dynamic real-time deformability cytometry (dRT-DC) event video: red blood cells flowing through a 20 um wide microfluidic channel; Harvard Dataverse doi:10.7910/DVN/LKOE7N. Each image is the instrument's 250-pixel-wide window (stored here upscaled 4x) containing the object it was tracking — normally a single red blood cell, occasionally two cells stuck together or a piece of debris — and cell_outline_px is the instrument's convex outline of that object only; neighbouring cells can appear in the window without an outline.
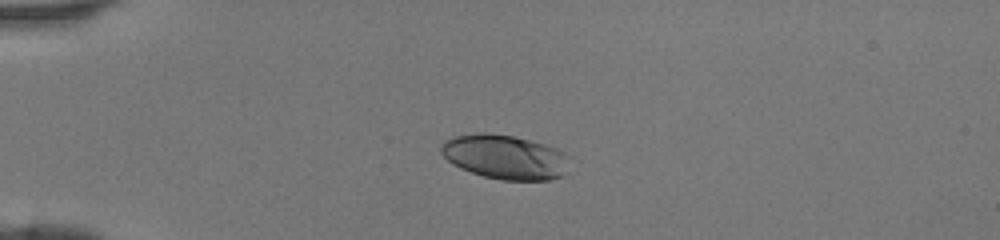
{"species": "human", "species_latin": "Homo sapiens", "temperature_condition": "room temperature", "stored_images_in_passage": 35, "camera_frame_rate_fps": 3000, "um_per_image_px": 0.085, "donor": {"sex": "female"}, "frame": {"image": 1, "passage_image": 1, "time_ms": 0.0, "image_size_px": [1000, 240], "cell_outline_px": [[568, 156], [564, 176], [548, 180], [500, 180], [484, 176], [460, 168], [452, 164], [440, 152], [440, 144], [444, 140], [452, 136], [480, 132], [488, 132], [512, 136], [544, 144], [556, 148], [564, 152]], "centroid_in_image_um": [42.88, 13.33], "position_along_channel_um": 42.1, "area_um2": 33.29}}
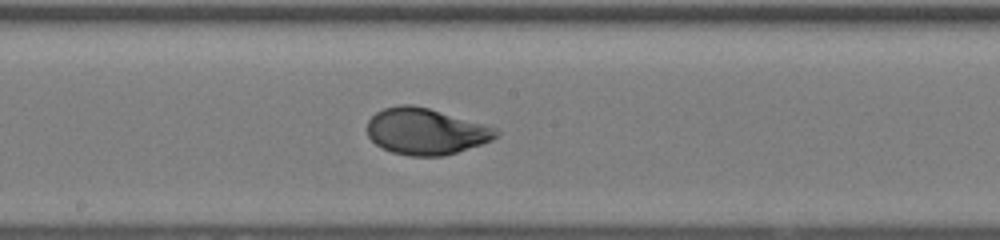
{"frame": {"image": 2, "passage_image": 15, "time_ms": 4.667, "image_size_px": [1000, 240], "cell_outline_px": [[500, 136], [492, 140], [444, 156], [408, 156], [392, 152], [376, 144], [368, 136], [368, 120], [376, 112], [384, 108], [400, 104], [412, 104], [428, 108], [484, 124], [496, 128], [500, 132]], "centroid_in_image_um": [36.19, 11.17], "position_along_channel_um": 212.0, "area_um2": 34.68}}
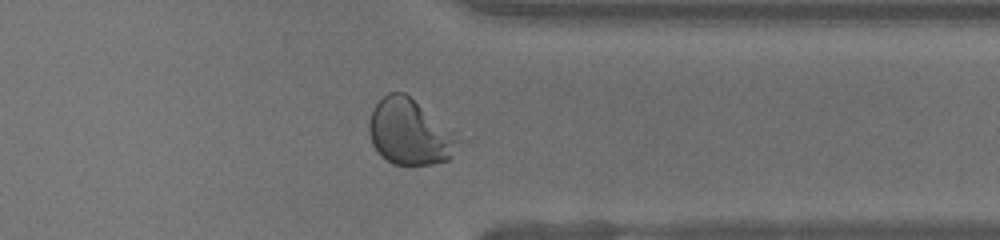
{"frame": {"image": 3, "passage_image": 26, "time_ms": 8.333, "image_size_px": [1000, 240], "cell_outline_px": [[468, 140], [448, 160], [432, 164], [392, 164], [380, 156], [376, 152], [372, 144], [368, 132], [368, 124], [372, 108], [388, 92], [404, 92], [460, 132]], "centroid_in_image_um": [34.94, 11.23], "position_along_channel_um": 376.5, "area_um2": 35.66}}